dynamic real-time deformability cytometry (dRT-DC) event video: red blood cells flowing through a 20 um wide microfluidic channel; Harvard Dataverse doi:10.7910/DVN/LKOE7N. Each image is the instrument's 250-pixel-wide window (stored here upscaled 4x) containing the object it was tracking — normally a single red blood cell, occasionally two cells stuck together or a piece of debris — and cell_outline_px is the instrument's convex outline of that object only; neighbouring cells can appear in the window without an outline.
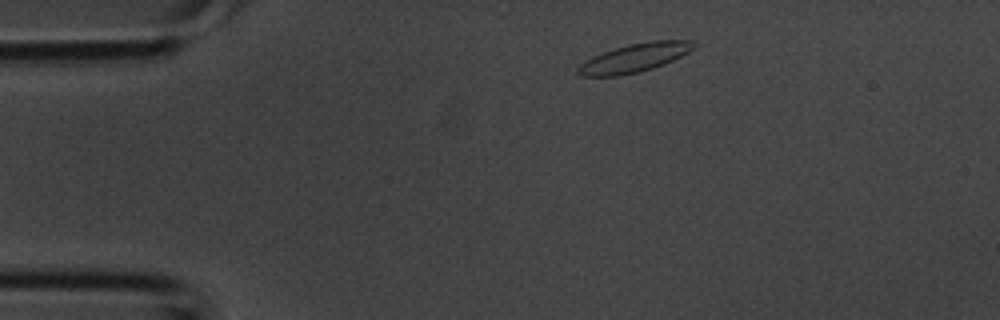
{"species": "common noctule bat (a hibernating species)", "species_latin": "Nyctalus noctula", "temperature_condition": "room temperature", "stored_images_in_passage": 2, "camera_frame_rate_fps": 3000, "um_per_image_px": 0.085, "animal": {"sex": "male", "body_mass_g": 20.1, "forearm_length_mm": 53.5}, "frame": {"image": 1, "passage_image": 1, "time_ms": 0.0, "image_size_px": [1000, 320], "cell_outline_px": [[696, 48], [664, 64], [640, 72], [620, 76], [580, 76], [576, 72], [576, 68], [584, 60], [592, 56], [628, 44], [652, 40], [696, 40]], "centroid_in_image_um": [53.93, 4.91], "position_along_channel_um": 31.1, "area_um2": 19.48}}